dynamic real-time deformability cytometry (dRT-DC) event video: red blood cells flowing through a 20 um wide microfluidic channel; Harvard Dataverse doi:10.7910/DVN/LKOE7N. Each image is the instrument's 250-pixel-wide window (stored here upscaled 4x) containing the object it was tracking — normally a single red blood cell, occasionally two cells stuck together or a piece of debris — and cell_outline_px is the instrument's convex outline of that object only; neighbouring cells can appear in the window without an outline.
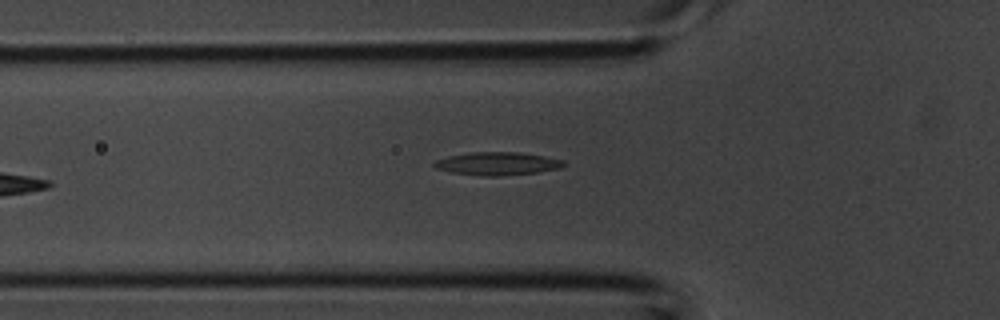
{"species": "common noctule bat (a hibernating species)", "species_latin": "Nyctalus noctula", "temperature_condition": "room temperature", "stored_images_in_passage": 5, "camera_frame_rate_fps": 3000, "um_per_image_px": 0.085, "animal": {"sex": "male", "body_mass_g": 20.1, "forearm_length_mm": 53.5}, "frame": {"image": 1, "passage_image": 5, "time_ms": 1.333, "image_size_px": [1000, 320], "cell_outline_px": [[564, 164], [560, 168], [536, 172], [496, 176], [484, 176], [452, 172], [436, 168], [432, 164], [436, 160], [448, 156], [472, 152], [520, 152], [544, 156], [564, 160]], "centroid_in_image_um": [42.26, 13.9], "position_along_channel_um": 83.5, "area_um2": 17.17}}